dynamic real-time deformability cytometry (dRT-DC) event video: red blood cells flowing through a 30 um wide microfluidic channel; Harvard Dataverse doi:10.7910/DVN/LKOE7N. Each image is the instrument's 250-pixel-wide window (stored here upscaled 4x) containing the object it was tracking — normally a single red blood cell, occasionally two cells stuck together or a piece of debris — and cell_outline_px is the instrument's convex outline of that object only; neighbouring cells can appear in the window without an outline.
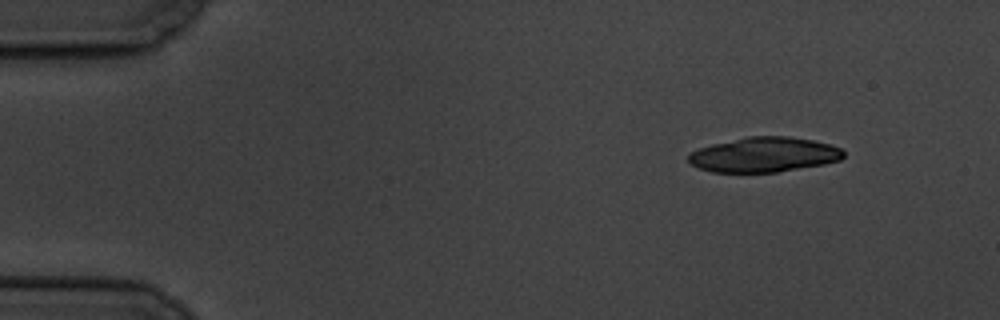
{"species": "common noctule bat (a hibernating species)", "species_latin": "Nyctalus noctula", "temperature_condition": "cold", "stored_images_in_passage": 5, "camera_frame_rate_fps": 3000, "um_per_image_px": 0.085, "animal": {"sex": "male", "body_mass_g": 19.5, "forearm_length_mm": 54.6}, "frame": {"image": 1, "passage_image": 1, "time_ms": 0.0, "image_size_px": [1000, 320], "cell_outline_px": [[844, 156], [840, 160], [824, 164], [776, 172], [712, 172], [700, 168], [692, 164], [688, 160], [688, 152], [712, 144], [748, 136], [788, 136], [812, 140], [832, 144], [840, 148], [844, 152]], "centroid_in_image_um": [64.95, 13.14], "position_along_channel_um": 20.0, "area_um2": 31.5}}
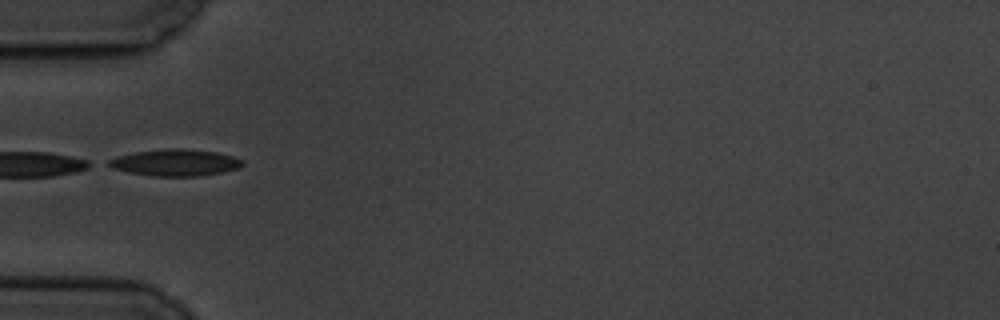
{"frame": {"image": 2, "passage_image": 5, "time_ms": 4.333, "image_size_px": [1000, 320], "cell_outline_px": [[244, 164], [240, 168], [200, 176], [152, 176], [128, 172], [112, 168], [104, 164], [108, 160], [116, 156], [136, 152], [172, 148], [184, 148], [216, 152], [232, 156], [244, 160]], "centroid_in_image_um": [14.88, 13.82], "position_along_channel_um": 70.1, "area_um2": 20.87}}